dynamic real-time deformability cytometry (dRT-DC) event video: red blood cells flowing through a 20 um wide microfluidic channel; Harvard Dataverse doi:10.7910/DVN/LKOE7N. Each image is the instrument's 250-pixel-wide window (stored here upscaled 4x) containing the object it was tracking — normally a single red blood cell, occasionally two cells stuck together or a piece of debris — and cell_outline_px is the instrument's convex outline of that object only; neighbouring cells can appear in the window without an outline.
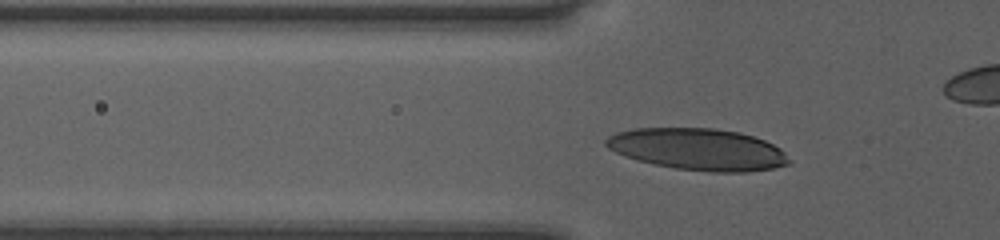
{"species": "human", "species_latin": "Homo sapiens", "temperature_condition": "room temperature", "stored_images_in_passage": 30, "camera_frame_rate_fps": 3000, "um_per_image_px": 0.085, "donor": {"sex": "female"}, "frame": {"image": 1, "passage_image": 3, "time_ms": 0.667, "image_size_px": [1000, 240], "cell_outline_px": [[792, 160], [788, 164], [772, 168], [748, 172], [712, 172], [676, 168], [656, 164], [640, 160], [616, 152], [608, 148], [604, 144], [604, 140], [608, 136], [616, 132], [632, 128], [712, 128], [740, 132], [764, 140], [780, 148]], "centroid_in_image_um": [59.34, 12.68], "position_along_channel_um": 66.5, "area_um2": 44.33}}
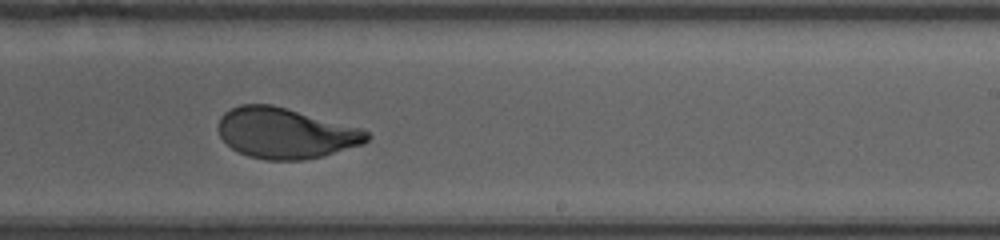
{"frame": {"image": 2, "passage_image": 18, "time_ms": 5.667, "image_size_px": [1000, 240], "cell_outline_px": [[372, 136], [364, 144], [324, 156], [304, 160], [268, 160], [248, 156], [232, 148], [220, 136], [216, 128], [220, 116], [224, 112], [240, 104], [272, 104], [364, 128]], "centroid_in_image_um": [24.3, 11.31], "position_along_channel_um": 264.7, "area_um2": 44.33}}
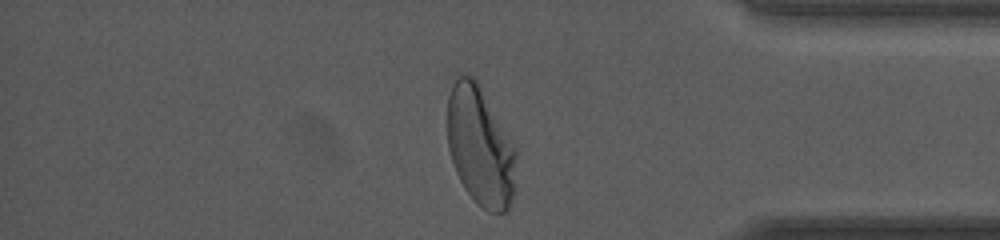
{"frame": {"image": 3, "passage_image": 29, "time_ms": 9.333, "image_size_px": [1000, 240], "cell_outline_px": [[516, 188], [508, 212], [488, 212], [476, 204], [464, 188], [456, 172], [448, 148], [448, 96], [456, 72], [464, 72], [472, 76], [480, 84], [516, 144]], "centroid_in_image_um": [40.86, 12.41], "position_along_channel_um": 394.3, "area_um2": 49.3}}